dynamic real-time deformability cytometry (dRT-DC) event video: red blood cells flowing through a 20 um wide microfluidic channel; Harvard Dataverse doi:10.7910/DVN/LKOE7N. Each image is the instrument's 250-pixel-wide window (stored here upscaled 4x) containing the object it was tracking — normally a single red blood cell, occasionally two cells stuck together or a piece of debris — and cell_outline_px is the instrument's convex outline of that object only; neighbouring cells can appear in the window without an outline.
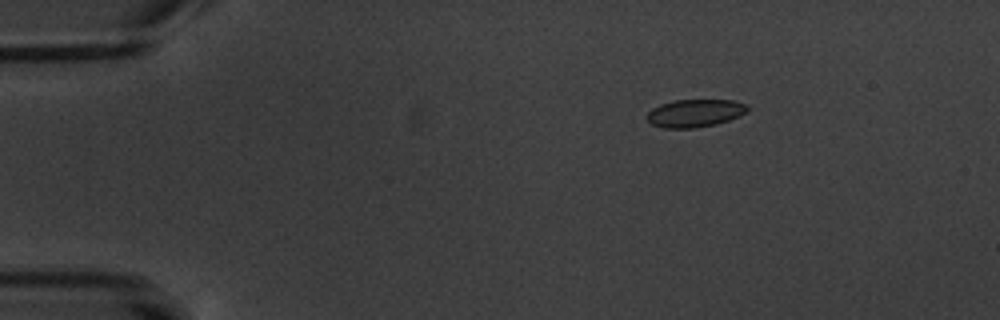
{"species": "common noctule bat (a hibernating species)", "species_latin": "Nyctalus noctula", "temperature_condition": "warm", "stored_images_in_passage": 5, "camera_frame_rate_fps": 3000, "um_per_image_px": 0.085, "animal": {"sex": "male", "body_mass_g": 20.1, "forearm_length_mm": 53.5}, "frame": {"image": 1, "passage_image": 2, "time_ms": 1.0, "image_size_px": [1000, 320], "cell_outline_px": [[748, 112], [740, 116], [716, 124], [692, 128], [664, 128], [652, 124], [648, 120], [648, 112], [652, 108], [660, 104], [672, 100], [732, 100], [748, 104]], "centroid_in_image_um": [59.09, 9.61], "position_along_channel_um": 25.9, "area_um2": 16.3}}